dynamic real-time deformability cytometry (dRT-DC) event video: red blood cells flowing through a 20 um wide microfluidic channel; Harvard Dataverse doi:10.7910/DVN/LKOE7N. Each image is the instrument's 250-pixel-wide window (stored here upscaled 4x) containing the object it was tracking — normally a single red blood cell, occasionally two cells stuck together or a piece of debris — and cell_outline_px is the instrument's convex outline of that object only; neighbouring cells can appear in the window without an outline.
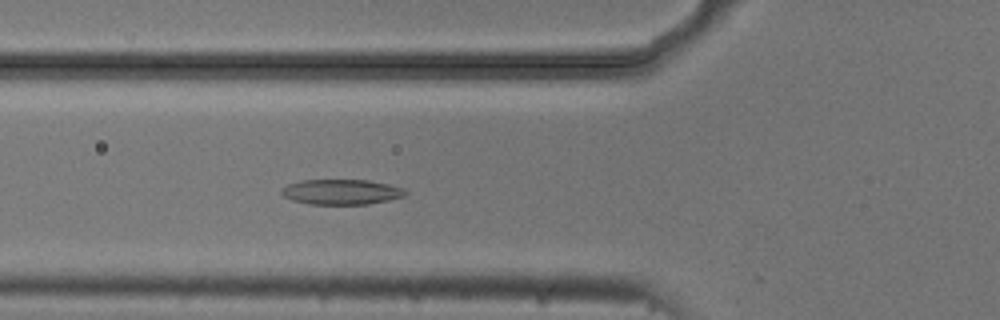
{"species": "common noctule bat (a hibernating species)", "species_latin": "Nyctalus noctula", "temperature_condition": "cold", "stored_images_in_passage": 5, "camera_frame_rate_fps": 3000, "um_per_image_px": 0.085, "animal": {"sex": "male", "body_mass_g": 20.5, "forearm_length_mm": 52.5}, "frame": {"image": 1, "passage_image": 5, "time_ms": 1.333, "image_size_px": [1000, 320], "cell_outline_px": [[408, 192], [404, 196], [388, 200], [368, 204], [308, 204], [292, 200], [284, 196], [280, 192], [288, 184], [300, 180], [368, 180], [388, 184], [404, 188]], "centroid_in_image_um": [29.03, 16.31], "position_along_channel_um": 96.8, "area_um2": 18.15}}